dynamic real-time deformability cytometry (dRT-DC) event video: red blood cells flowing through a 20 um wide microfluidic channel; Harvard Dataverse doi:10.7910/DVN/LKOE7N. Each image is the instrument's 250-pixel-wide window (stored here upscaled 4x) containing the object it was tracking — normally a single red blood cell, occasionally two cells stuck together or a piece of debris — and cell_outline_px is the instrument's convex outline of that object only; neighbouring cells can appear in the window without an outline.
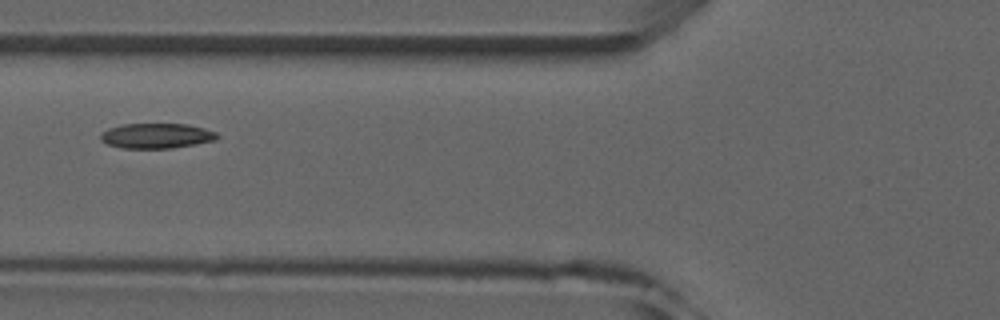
{"species": "common noctule bat (a hibernating species)", "species_latin": "Nyctalus noctula", "temperature_condition": "room temperature", "stored_images_in_passage": 3, "camera_frame_rate_fps": 3000, "um_per_image_px": 0.085, "animal": {"sex": "male", "forearm_length_mm": 52.5}, "frame": {"image": 1, "passage_image": 2, "time_ms": 1.333, "image_size_px": [1000, 320], "cell_outline_px": [[220, 136], [216, 140], [196, 144], [172, 148], [120, 148], [108, 144], [100, 140], [100, 132], [108, 128], [120, 124], [188, 124], [204, 128], [216, 132]], "centroid_in_image_um": [13.29, 11.54], "position_along_channel_um": 112.5, "area_um2": 17.22}}
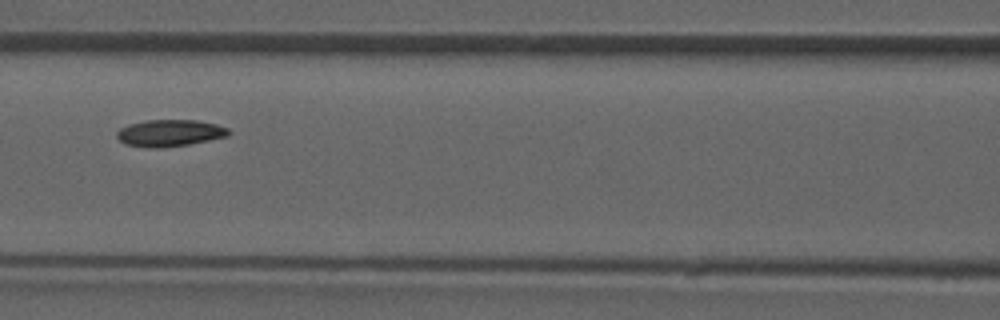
{"frame": {"image": 2, "passage_image": 3, "time_ms": 2.333, "image_size_px": [1000, 320], "cell_outline_px": [[232, 132], [228, 136], [188, 144], [160, 148], [148, 148], [124, 144], [116, 136], [116, 132], [120, 128], [128, 124], [144, 120], [196, 120], [216, 124], [228, 128]], "centroid_in_image_um": [14.4, 11.3], "position_along_channel_um": 152.2, "area_um2": 17.57}}